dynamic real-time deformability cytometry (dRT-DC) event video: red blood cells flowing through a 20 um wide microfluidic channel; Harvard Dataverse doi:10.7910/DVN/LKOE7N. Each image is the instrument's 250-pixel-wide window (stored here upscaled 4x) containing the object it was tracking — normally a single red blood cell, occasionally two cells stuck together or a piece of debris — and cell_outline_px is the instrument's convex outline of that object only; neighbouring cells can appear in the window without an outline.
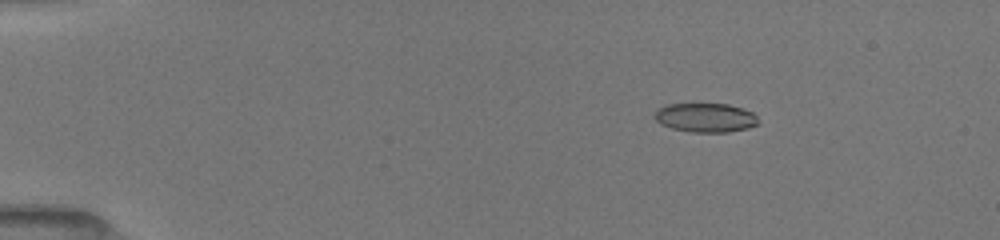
{"species": "common noctule bat (a hibernating species)", "species_latin": "Nyctalus noctula", "temperature_condition": "room temperature", "stored_images_in_passage": 20, "camera_frame_rate_fps": 3000, "um_per_image_px": 0.085, "animal": {"sex": "female", "body_mass_g": 19.5, "forearm_length_mm": 54.1}, "frame": {"image": 1, "passage_image": 4, "time_ms": 2.667, "image_size_px": [1000, 240], "cell_outline_px": [[756, 124], [748, 128], [728, 132], [692, 132], [672, 128], [660, 124], [652, 116], [656, 108], [668, 104], [728, 104], [752, 112], [756, 116]], "centroid_in_image_um": [59.89, 9.99], "position_along_channel_um": 25.1, "area_um2": 17.51}}
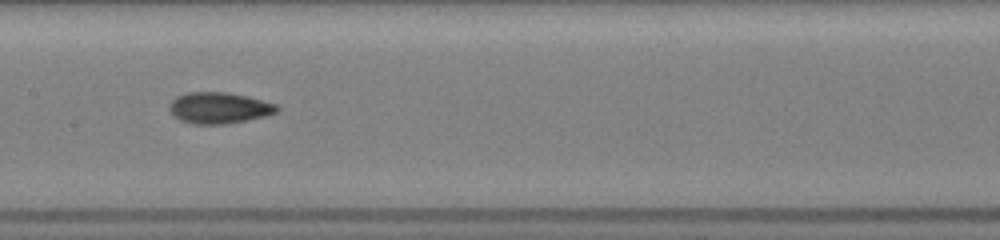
{"frame": {"image": 2, "passage_image": 10, "time_ms": 9.0, "image_size_px": [1000, 240], "cell_outline_px": [[280, 108], [276, 112], [268, 116], [224, 124], [192, 124], [180, 120], [172, 116], [168, 108], [168, 104], [176, 96], [188, 92], [228, 92], [248, 96], [276, 104]], "centroid_in_image_um": [18.59, 9.17], "position_along_channel_um": 188.8, "area_um2": 19.83}}
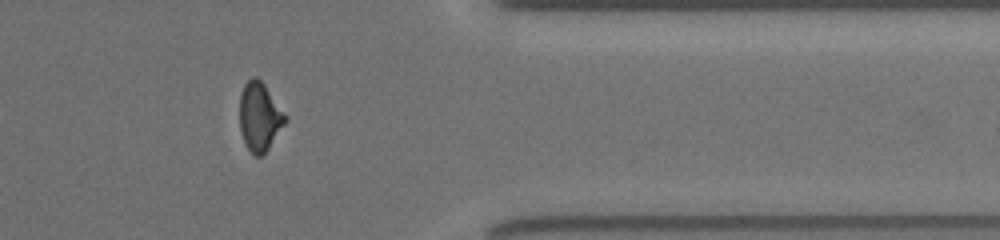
{"frame": {"image": 3, "passage_image": 18, "time_ms": 14.333, "image_size_px": [1000, 240], "cell_outline_px": [[288, 116], [284, 124], [268, 148], [260, 156], [256, 156], [248, 148], [244, 140], [240, 128], [240, 96], [244, 84], [252, 76], [256, 76], [264, 84]], "centroid_in_image_um": [22.07, 9.87], "position_along_channel_um": 389.3, "area_um2": 17.92}, "authors_computed_cell_mechanics": {"area_um2": 18.2359, "velocity_mm_per_s": 3.9887, "shape_relaxation_time_tau1_ms": 4.4191, "shape_relaxation_time_tau2_ms": 2.1065, "deformation_change_tau1": 0.1376, "deformation_change_tau2": 0.0707}}